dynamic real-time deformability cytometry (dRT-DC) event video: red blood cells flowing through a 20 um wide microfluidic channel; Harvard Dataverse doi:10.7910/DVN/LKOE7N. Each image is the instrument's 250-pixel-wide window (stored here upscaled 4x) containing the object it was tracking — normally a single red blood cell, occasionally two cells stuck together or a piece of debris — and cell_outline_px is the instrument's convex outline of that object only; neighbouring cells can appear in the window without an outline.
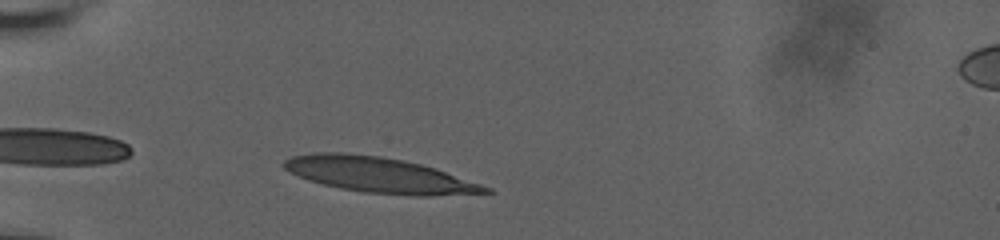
{"species": "human", "species_latin": "Homo sapiens", "temperature_condition": "room temperature", "stored_images_in_passage": 17, "camera_frame_rate_fps": 3000, "um_per_image_px": 0.085, "donor": {"sex": "male"}, "frame": {"image": 1, "passage_image": 2, "time_ms": 0.667, "image_size_px": [1000, 240], "cell_outline_px": [[496, 192], [428, 196], [416, 196], [364, 192], [340, 188], [308, 180], [284, 168], [280, 164], [284, 160], [292, 156], [312, 152], [344, 152], [380, 156], [420, 164], [436, 168], [492, 188]], "centroid_in_image_um": [32.24, 14.87], "position_along_channel_um": 52.8, "area_um2": 41.44}}
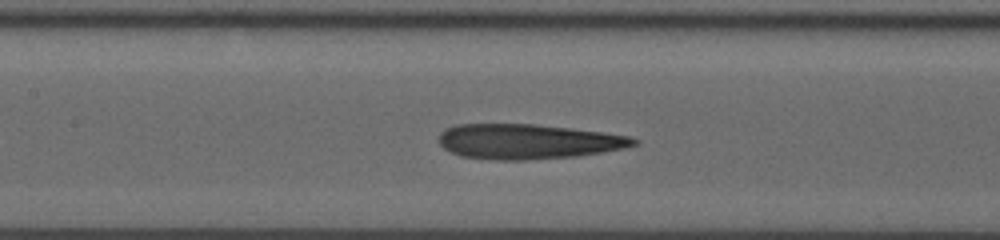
{"frame": {"image": 2, "passage_image": 11, "time_ms": 4.333, "image_size_px": [1000, 240], "cell_outline_px": [[640, 140], [636, 144], [624, 148], [576, 156], [524, 160], [496, 160], [460, 156], [444, 148], [440, 144], [440, 132], [444, 128], [456, 124], [536, 124], [604, 132], [632, 136]], "centroid_in_image_um": [44.87, 12.02], "position_along_channel_um": 162.5, "area_um2": 39.77}}
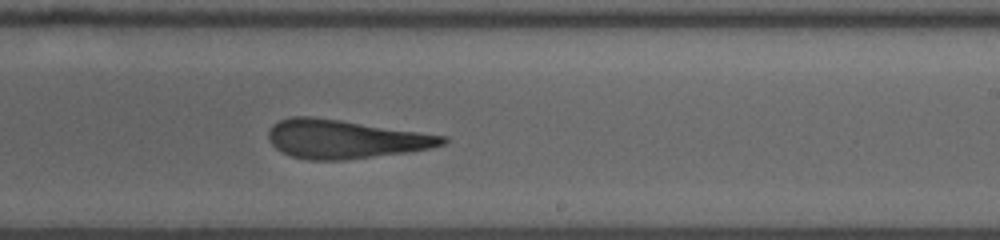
{"frame": {"image": 3, "passage_image": 17, "time_ms": 7.0, "image_size_px": [1000, 240], "cell_outline_px": [[448, 140], [444, 144], [428, 148], [408, 152], [344, 160], [308, 160], [292, 156], [280, 152], [268, 140], [268, 132], [272, 124], [280, 120], [292, 116], [312, 116], [340, 120], [448, 136]], "centroid_in_image_um": [29.29, 11.82], "position_along_channel_um": 259.7, "area_um2": 39.19}}